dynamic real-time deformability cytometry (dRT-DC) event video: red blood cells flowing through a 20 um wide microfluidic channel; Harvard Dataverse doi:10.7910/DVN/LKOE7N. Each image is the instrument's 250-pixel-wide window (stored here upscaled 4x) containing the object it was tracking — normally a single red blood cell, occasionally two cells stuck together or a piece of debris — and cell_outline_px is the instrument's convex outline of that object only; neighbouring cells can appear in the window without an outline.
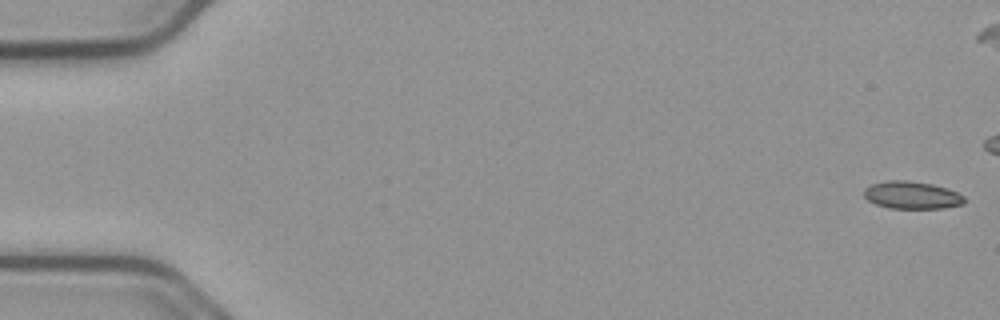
{"species": "common noctule bat (a hibernating species)", "species_latin": "Nyctalus noctula", "temperature_condition": "cold", "stored_images_in_passage": 57, "camera_frame_rate_fps": 3000, "um_per_image_px": 0.085, "animal": {"sex": "male", "body_mass_g": 23.1, "forearm_length_mm": 52.7}, "frame": {"image": 1, "passage_image": 1, "time_ms": 0.0, "image_size_px": [1000, 320], "cell_outline_px": [[964, 204], [944, 208], [888, 208], [876, 204], [868, 200], [864, 196], [864, 188], [872, 184], [888, 180], [908, 180], [932, 184], [948, 188], [964, 196]], "centroid_in_image_um": [77.51, 16.58], "position_along_channel_um": 7.5, "area_um2": 16.13}}
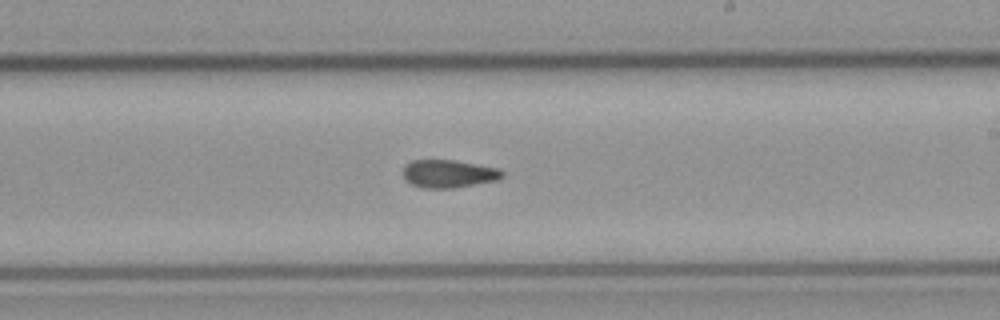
{"frame": {"image": 2, "passage_image": 33, "time_ms": 10.667, "image_size_px": [1000, 320], "cell_outline_px": [[504, 176], [500, 180], [456, 188], [424, 188], [412, 184], [404, 180], [404, 164], [412, 160], [452, 160], [500, 168], [504, 172]], "centroid_in_image_um": [38.17, 14.77], "position_along_channel_um": 250.8, "area_um2": 16.36}}
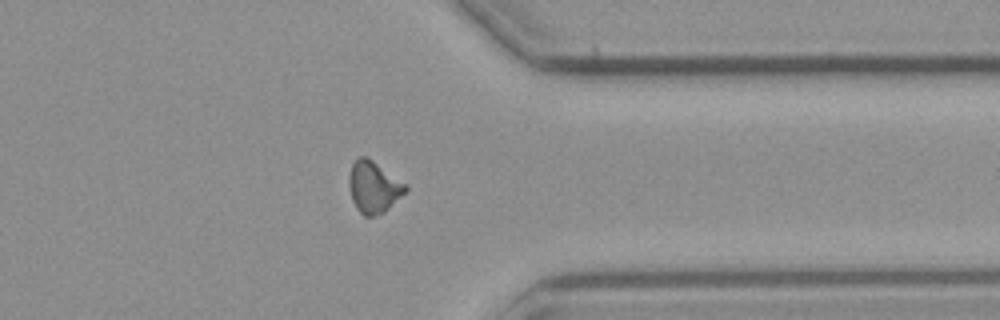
{"frame": {"image": 3, "passage_image": 44, "time_ms": 14.333, "image_size_px": [1000, 320], "cell_outline_px": [[408, 188], [384, 212], [376, 216], [364, 216], [356, 208], [352, 200], [348, 184], [348, 180], [352, 164], [360, 156], [364, 156], [372, 160], [408, 184]], "centroid_in_image_um": [31.75, 15.9], "position_along_channel_um": 379.6, "area_um2": 16.88}, "authors_computed_cell_mechanics": {"area_um2": 16.2996, "velocity_mm_per_s": 3.6994, "shape_relaxation_time_tau1_ms": null, "shape_relaxation_time_tau2_ms": 5.4405, "deformation_change_tau1": null, "deformation_change_tau2": 0.1141}}